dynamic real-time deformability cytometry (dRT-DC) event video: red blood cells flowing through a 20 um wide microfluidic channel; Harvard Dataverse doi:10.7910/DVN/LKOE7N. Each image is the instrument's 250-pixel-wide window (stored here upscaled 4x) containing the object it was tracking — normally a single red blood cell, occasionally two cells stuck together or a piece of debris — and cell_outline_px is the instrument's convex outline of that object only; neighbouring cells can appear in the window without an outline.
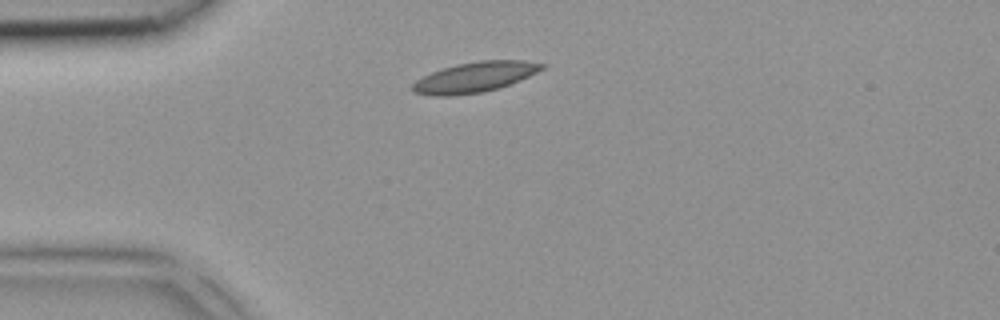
{"species": "common noctule bat (a hibernating species)", "species_latin": "Nyctalus noctula", "temperature_condition": "room temperature", "stored_images_in_passage": 1, "camera_frame_rate_fps": 3000, "um_per_image_px": 0.085, "animal": {"sex": "female", "body_mass_g": 18.4}, "frame": {"image": 1, "passage_image": 1, "time_ms": 0.0, "image_size_px": [1000, 320], "cell_outline_px": [[548, 64], [544, 68], [520, 80], [500, 88], [484, 92], [452, 96], [432, 96], [412, 92], [412, 84], [416, 80], [432, 72], [456, 64], [480, 60], [524, 60]], "centroid_in_image_um": [40.36, 6.56], "position_along_channel_um": 44.6, "area_um2": 22.95}}